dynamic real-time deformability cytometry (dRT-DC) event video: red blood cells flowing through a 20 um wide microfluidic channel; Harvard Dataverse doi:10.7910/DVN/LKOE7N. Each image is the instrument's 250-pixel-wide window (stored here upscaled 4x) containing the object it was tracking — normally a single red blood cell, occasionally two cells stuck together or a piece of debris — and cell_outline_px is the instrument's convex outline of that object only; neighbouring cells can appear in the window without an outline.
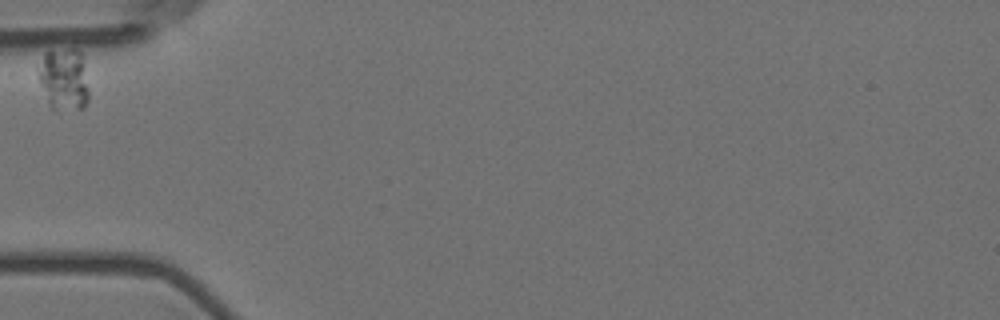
{"species": "Egyptian fruit bat (a non-hibernating species)", "species_latin": "Rousettus aegyptiacus", "temperature_condition": "room temperature", "stored_images_in_passage": 3, "camera_frame_rate_fps": 3000, "um_per_image_px": 0.085, "animal": {"sex": "female"}, "frame": {"image": 1, "passage_image": 1, "time_ms": 0.0, "image_size_px": [1000, 320], "cell_outline_px": [[88, 100], [84, 108], [56, 112], [52, 112], [48, 108], [40, 84], [40, 72], [44, 52], [72, 48], [76, 48], [80, 52], [88, 88]], "centroid_in_image_um": [5.42, 6.83], "position_along_channel_um": 79.6, "area_um2": 18.44}}
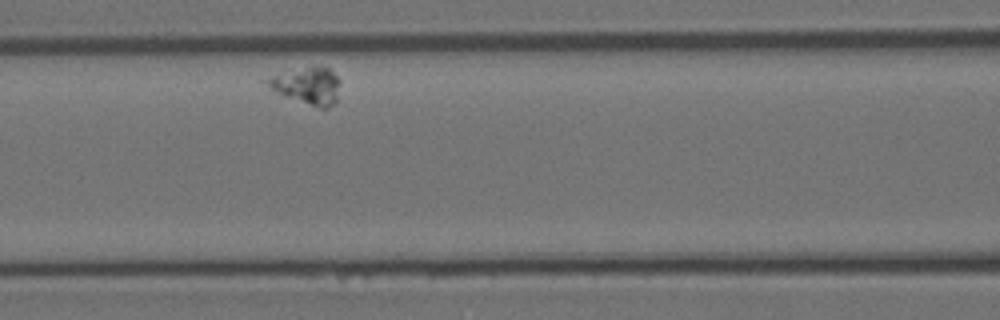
{"frame": {"image": 2, "passage_image": 3, "time_ms": 0.667, "image_size_px": [1000, 320], "cell_outline_px": [[340, 80], [336, 100], [328, 108], [320, 108], [276, 92], [260, 80], [272, 76], [312, 64], [328, 68]], "centroid_in_image_um": [26.1, 7.24], "position_along_channel_um": 140.5, "area_um2": 15.55}}